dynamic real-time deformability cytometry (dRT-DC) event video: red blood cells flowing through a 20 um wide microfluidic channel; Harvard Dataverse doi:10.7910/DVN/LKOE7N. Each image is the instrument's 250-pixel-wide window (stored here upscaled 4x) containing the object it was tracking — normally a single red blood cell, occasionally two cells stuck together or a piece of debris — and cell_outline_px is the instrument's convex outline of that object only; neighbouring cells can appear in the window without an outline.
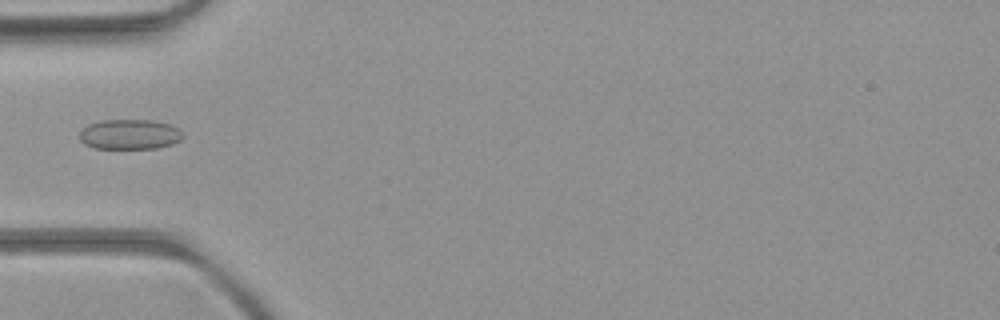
{"species": "common noctule bat (a hibernating species)", "species_latin": "Nyctalus noctula", "temperature_condition": "room temperature", "stored_images_in_passage": 7, "camera_frame_rate_fps": 3000, "um_per_image_px": 0.085, "animal": {"sex": "female", "body_mass_g": 21.9}, "frame": {"image": 1, "passage_image": 5, "time_ms": 5.333, "image_size_px": [1000, 320], "cell_outline_px": [[184, 136], [180, 140], [172, 144], [156, 148], [92, 148], [84, 144], [80, 140], [80, 132], [88, 124], [100, 120], [152, 120], [168, 124], [176, 128]], "centroid_in_image_um": [10.99, 11.42], "position_along_channel_um": 74.0, "area_um2": 17.98}}
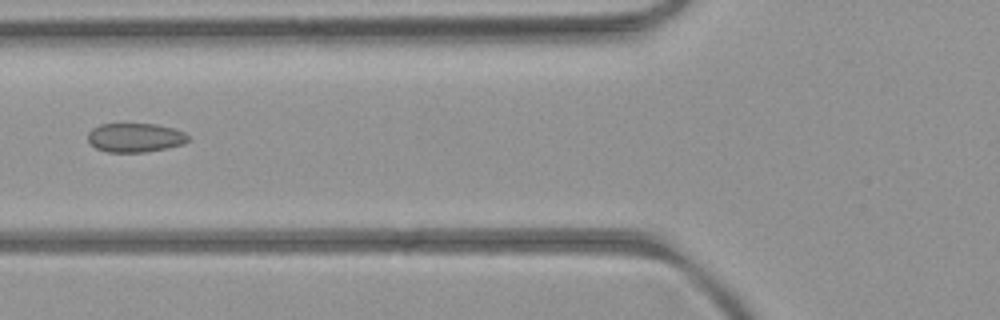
{"frame": {"image": 2, "passage_image": 6, "time_ms": 6.333, "image_size_px": [1000, 320], "cell_outline_px": [[188, 140], [184, 144], [144, 152], [108, 152], [96, 148], [88, 140], [88, 132], [92, 128], [100, 124], [156, 124], [172, 128], [184, 132], [188, 136]], "centroid_in_image_um": [11.47, 11.69], "position_along_channel_um": 114.3, "area_um2": 16.82}}
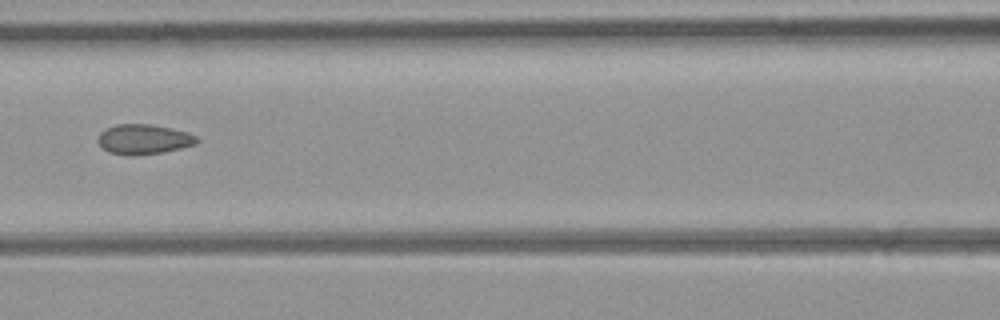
{"frame": {"image": 3, "passage_image": 7, "time_ms": 7.333, "image_size_px": [1000, 320], "cell_outline_px": [[200, 140], [196, 144], [164, 152], [136, 156], [124, 156], [108, 152], [96, 140], [100, 132], [116, 124], [148, 124], [188, 132], [196, 136]], "centroid_in_image_um": [12.2, 11.86], "position_along_channel_um": 154.4, "area_um2": 17.34}}